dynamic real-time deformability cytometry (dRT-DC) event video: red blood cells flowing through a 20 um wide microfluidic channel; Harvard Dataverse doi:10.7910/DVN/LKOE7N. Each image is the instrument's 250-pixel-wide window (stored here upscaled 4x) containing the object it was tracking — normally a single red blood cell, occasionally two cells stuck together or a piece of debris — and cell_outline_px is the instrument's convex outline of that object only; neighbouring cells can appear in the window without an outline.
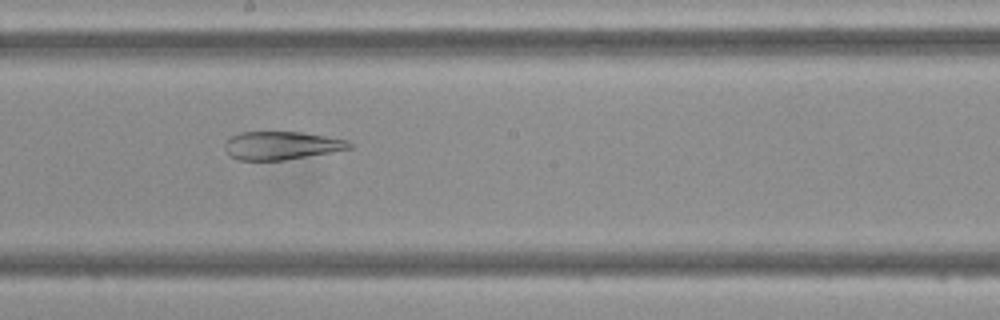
{"species": "Egyptian fruit bat (a non-hibernating species)", "species_latin": "Rousettus aegyptiacus", "temperature_condition": "cold", "stored_images_in_passage": 48, "camera_frame_rate_fps": 3000, "um_per_image_px": 0.085, "frame": {"image": 1, "passage_image": 26, "time_ms": 8.333, "image_size_px": [1000, 320], "cell_outline_px": [[352, 148], [284, 160], [236, 160], [228, 156], [224, 148], [224, 144], [232, 136], [240, 132], [300, 132], [348, 140], [352, 144]], "centroid_in_image_um": [23.87, 12.37], "position_along_channel_um": 224.3, "area_um2": 20.35}}
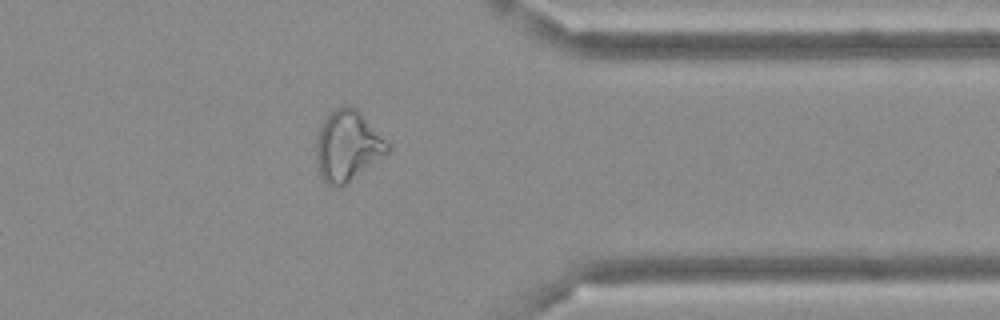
{"frame": {"image": 2, "passage_image": 38, "time_ms": 12.333, "image_size_px": [1000, 320], "cell_outline_px": [[392, 148], [388, 152], [340, 188], [332, 188], [320, 176], [316, 160], [316, 136], [324, 120], [336, 108], [344, 104], [348, 104], [356, 108], [360, 112]], "centroid_in_image_um": [29.51, 12.41], "position_along_channel_um": 381.9, "area_um2": 29.02}}
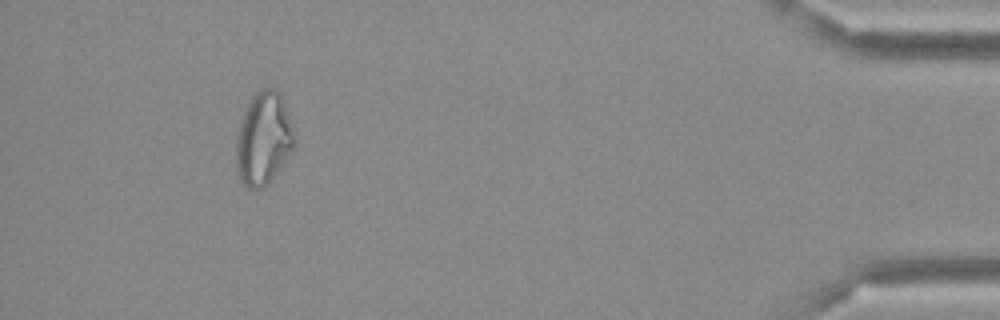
{"frame": {"image": 3, "passage_image": 44, "time_ms": 14.333, "image_size_px": [1000, 320], "cell_outline_px": [[292, 148], [268, 184], [264, 188], [256, 192], [248, 188], [240, 180], [236, 172], [236, 132], [244, 108], [252, 96], [256, 92], [264, 88], [276, 88], [280, 92], [288, 116], [292, 136]], "centroid_in_image_um": [22.31, 11.8], "position_along_channel_um": 412.9, "area_um2": 31.21}}